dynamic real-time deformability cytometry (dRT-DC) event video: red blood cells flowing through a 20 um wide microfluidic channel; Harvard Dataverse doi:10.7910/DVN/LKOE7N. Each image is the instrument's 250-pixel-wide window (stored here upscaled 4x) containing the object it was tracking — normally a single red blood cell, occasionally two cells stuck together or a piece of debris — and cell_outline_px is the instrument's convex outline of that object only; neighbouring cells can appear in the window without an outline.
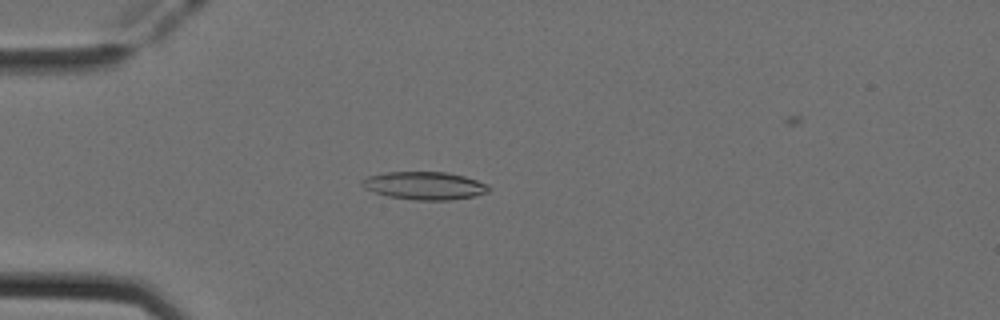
{"species": "Egyptian fruit bat (a non-hibernating species)", "species_latin": "Rousettus aegyptiacus", "temperature_condition": "cold", "stored_images_in_passage": 48, "camera_frame_rate_fps": 3000, "um_per_image_px": 0.085, "animal": {"sex": "female"}, "frame": {"image": 1, "passage_image": 10, "time_ms": 3.0, "image_size_px": [1000, 320], "cell_outline_px": [[492, 188], [488, 192], [476, 196], [448, 200], [416, 200], [388, 196], [364, 188], [360, 184], [360, 180], [368, 176], [384, 172], [448, 172], [464, 176], [488, 184]], "centroid_in_image_um": [36.1, 15.77], "position_along_channel_um": 48.9, "area_um2": 20.69}}
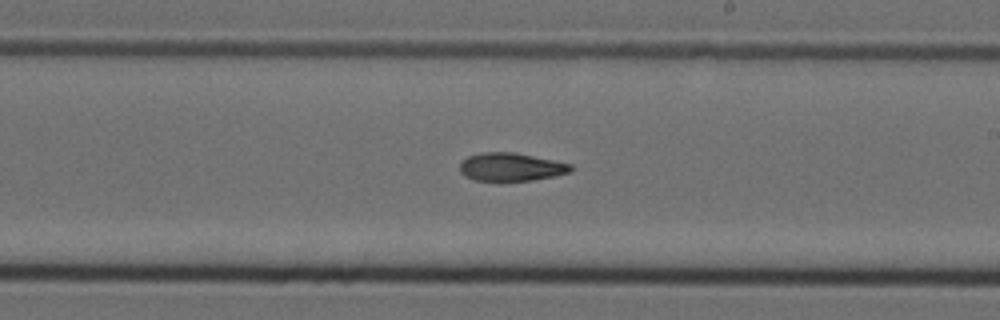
{"frame": {"image": 2, "passage_image": 26, "time_ms": 8.333, "image_size_px": [1000, 320], "cell_outline_px": [[572, 172], [556, 176], [532, 180], [500, 184], [472, 180], [464, 176], [460, 172], [460, 164], [468, 156], [484, 152], [512, 152], [572, 164]], "centroid_in_image_um": [43.4, 14.25], "position_along_channel_um": 245.6, "area_um2": 18.9}}
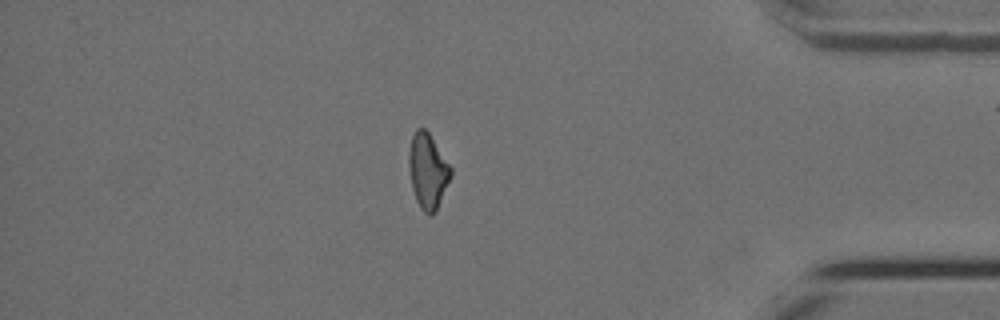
{"frame": {"image": 3, "passage_image": 40, "time_ms": 13.0, "image_size_px": [1000, 320], "cell_outline_px": [[452, 176], [436, 212], [432, 216], [428, 216], [420, 208], [416, 200], [412, 188], [408, 168], [408, 156], [412, 136], [416, 128], [424, 128], [428, 132], [452, 168]], "centroid_in_image_um": [36.36, 14.58], "position_along_channel_um": 398.8, "area_um2": 18.55}}